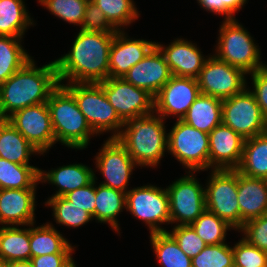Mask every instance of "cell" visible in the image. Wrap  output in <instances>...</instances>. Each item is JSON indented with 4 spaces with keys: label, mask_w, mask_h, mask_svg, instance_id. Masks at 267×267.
<instances>
[{
    "label": "cell",
    "mask_w": 267,
    "mask_h": 267,
    "mask_svg": "<svg viewBox=\"0 0 267 267\" xmlns=\"http://www.w3.org/2000/svg\"><path fill=\"white\" fill-rule=\"evenodd\" d=\"M81 30L93 32L116 33L117 30L108 22L103 11L92 1H88Z\"/></svg>",
    "instance_id": "cell-42"
},
{
    "label": "cell",
    "mask_w": 267,
    "mask_h": 267,
    "mask_svg": "<svg viewBox=\"0 0 267 267\" xmlns=\"http://www.w3.org/2000/svg\"><path fill=\"white\" fill-rule=\"evenodd\" d=\"M22 37L0 35V85L32 57L22 45Z\"/></svg>",
    "instance_id": "cell-32"
},
{
    "label": "cell",
    "mask_w": 267,
    "mask_h": 267,
    "mask_svg": "<svg viewBox=\"0 0 267 267\" xmlns=\"http://www.w3.org/2000/svg\"><path fill=\"white\" fill-rule=\"evenodd\" d=\"M47 105L56 143L77 150L88 148L90 139L97 135L79 110L74 96L59 84L51 92Z\"/></svg>",
    "instance_id": "cell-4"
},
{
    "label": "cell",
    "mask_w": 267,
    "mask_h": 267,
    "mask_svg": "<svg viewBox=\"0 0 267 267\" xmlns=\"http://www.w3.org/2000/svg\"><path fill=\"white\" fill-rule=\"evenodd\" d=\"M199 95L197 79L172 75L154 96V112L164 120L169 117L182 120Z\"/></svg>",
    "instance_id": "cell-16"
},
{
    "label": "cell",
    "mask_w": 267,
    "mask_h": 267,
    "mask_svg": "<svg viewBox=\"0 0 267 267\" xmlns=\"http://www.w3.org/2000/svg\"><path fill=\"white\" fill-rule=\"evenodd\" d=\"M24 0H0V35L24 38L29 26H36Z\"/></svg>",
    "instance_id": "cell-28"
},
{
    "label": "cell",
    "mask_w": 267,
    "mask_h": 267,
    "mask_svg": "<svg viewBox=\"0 0 267 267\" xmlns=\"http://www.w3.org/2000/svg\"><path fill=\"white\" fill-rule=\"evenodd\" d=\"M30 225L31 258L46 254L74 253L76 249L70 241L49 222L40 226Z\"/></svg>",
    "instance_id": "cell-24"
},
{
    "label": "cell",
    "mask_w": 267,
    "mask_h": 267,
    "mask_svg": "<svg viewBox=\"0 0 267 267\" xmlns=\"http://www.w3.org/2000/svg\"><path fill=\"white\" fill-rule=\"evenodd\" d=\"M208 135L209 170H236L242 160L245 139L223 123Z\"/></svg>",
    "instance_id": "cell-17"
},
{
    "label": "cell",
    "mask_w": 267,
    "mask_h": 267,
    "mask_svg": "<svg viewBox=\"0 0 267 267\" xmlns=\"http://www.w3.org/2000/svg\"><path fill=\"white\" fill-rule=\"evenodd\" d=\"M0 267H7V262L0 258Z\"/></svg>",
    "instance_id": "cell-49"
},
{
    "label": "cell",
    "mask_w": 267,
    "mask_h": 267,
    "mask_svg": "<svg viewBox=\"0 0 267 267\" xmlns=\"http://www.w3.org/2000/svg\"><path fill=\"white\" fill-rule=\"evenodd\" d=\"M205 183L206 210L225 220L235 231L240 229L238 171L211 170Z\"/></svg>",
    "instance_id": "cell-9"
},
{
    "label": "cell",
    "mask_w": 267,
    "mask_h": 267,
    "mask_svg": "<svg viewBox=\"0 0 267 267\" xmlns=\"http://www.w3.org/2000/svg\"><path fill=\"white\" fill-rule=\"evenodd\" d=\"M156 46L163 54L174 76L197 79L208 55H204L193 41L176 38L168 46L156 41Z\"/></svg>",
    "instance_id": "cell-18"
},
{
    "label": "cell",
    "mask_w": 267,
    "mask_h": 267,
    "mask_svg": "<svg viewBox=\"0 0 267 267\" xmlns=\"http://www.w3.org/2000/svg\"><path fill=\"white\" fill-rule=\"evenodd\" d=\"M45 206L52 209V215L56 224L79 228L93 220L92 215L83 208L74 205L65 196H56L47 198Z\"/></svg>",
    "instance_id": "cell-34"
},
{
    "label": "cell",
    "mask_w": 267,
    "mask_h": 267,
    "mask_svg": "<svg viewBox=\"0 0 267 267\" xmlns=\"http://www.w3.org/2000/svg\"><path fill=\"white\" fill-rule=\"evenodd\" d=\"M222 123L245 140L267 132V121L248 87L243 92L222 100Z\"/></svg>",
    "instance_id": "cell-11"
},
{
    "label": "cell",
    "mask_w": 267,
    "mask_h": 267,
    "mask_svg": "<svg viewBox=\"0 0 267 267\" xmlns=\"http://www.w3.org/2000/svg\"><path fill=\"white\" fill-rule=\"evenodd\" d=\"M240 228L249 220L267 213V179L252 178L238 172Z\"/></svg>",
    "instance_id": "cell-23"
},
{
    "label": "cell",
    "mask_w": 267,
    "mask_h": 267,
    "mask_svg": "<svg viewBox=\"0 0 267 267\" xmlns=\"http://www.w3.org/2000/svg\"><path fill=\"white\" fill-rule=\"evenodd\" d=\"M0 144V158L19 165H32V155H43L7 120L0 126Z\"/></svg>",
    "instance_id": "cell-27"
},
{
    "label": "cell",
    "mask_w": 267,
    "mask_h": 267,
    "mask_svg": "<svg viewBox=\"0 0 267 267\" xmlns=\"http://www.w3.org/2000/svg\"><path fill=\"white\" fill-rule=\"evenodd\" d=\"M59 85L55 61L41 67L32 58L0 85V117L25 107L46 103Z\"/></svg>",
    "instance_id": "cell-2"
},
{
    "label": "cell",
    "mask_w": 267,
    "mask_h": 267,
    "mask_svg": "<svg viewBox=\"0 0 267 267\" xmlns=\"http://www.w3.org/2000/svg\"><path fill=\"white\" fill-rule=\"evenodd\" d=\"M200 93L220 100L243 92L249 85L247 74L236 67L209 55L197 78Z\"/></svg>",
    "instance_id": "cell-12"
},
{
    "label": "cell",
    "mask_w": 267,
    "mask_h": 267,
    "mask_svg": "<svg viewBox=\"0 0 267 267\" xmlns=\"http://www.w3.org/2000/svg\"><path fill=\"white\" fill-rule=\"evenodd\" d=\"M33 267H69L75 261L73 253L46 254L38 257H32Z\"/></svg>",
    "instance_id": "cell-45"
},
{
    "label": "cell",
    "mask_w": 267,
    "mask_h": 267,
    "mask_svg": "<svg viewBox=\"0 0 267 267\" xmlns=\"http://www.w3.org/2000/svg\"><path fill=\"white\" fill-rule=\"evenodd\" d=\"M6 118L0 117V126L6 121ZM0 155H1V144H0Z\"/></svg>",
    "instance_id": "cell-50"
},
{
    "label": "cell",
    "mask_w": 267,
    "mask_h": 267,
    "mask_svg": "<svg viewBox=\"0 0 267 267\" xmlns=\"http://www.w3.org/2000/svg\"><path fill=\"white\" fill-rule=\"evenodd\" d=\"M248 0H222V4L233 14L242 10Z\"/></svg>",
    "instance_id": "cell-47"
},
{
    "label": "cell",
    "mask_w": 267,
    "mask_h": 267,
    "mask_svg": "<svg viewBox=\"0 0 267 267\" xmlns=\"http://www.w3.org/2000/svg\"><path fill=\"white\" fill-rule=\"evenodd\" d=\"M29 226V227H28ZM0 226V258L6 262L31 260L30 225Z\"/></svg>",
    "instance_id": "cell-29"
},
{
    "label": "cell",
    "mask_w": 267,
    "mask_h": 267,
    "mask_svg": "<svg viewBox=\"0 0 267 267\" xmlns=\"http://www.w3.org/2000/svg\"><path fill=\"white\" fill-rule=\"evenodd\" d=\"M213 54L246 74L263 68L261 49L238 19L221 22Z\"/></svg>",
    "instance_id": "cell-5"
},
{
    "label": "cell",
    "mask_w": 267,
    "mask_h": 267,
    "mask_svg": "<svg viewBox=\"0 0 267 267\" xmlns=\"http://www.w3.org/2000/svg\"><path fill=\"white\" fill-rule=\"evenodd\" d=\"M236 170L248 177L267 179V132L244 141L242 160Z\"/></svg>",
    "instance_id": "cell-30"
},
{
    "label": "cell",
    "mask_w": 267,
    "mask_h": 267,
    "mask_svg": "<svg viewBox=\"0 0 267 267\" xmlns=\"http://www.w3.org/2000/svg\"><path fill=\"white\" fill-rule=\"evenodd\" d=\"M126 211L137 220L143 221L149 234L167 232L162 224H171L169 196L166 188L146 184L130 189L126 193Z\"/></svg>",
    "instance_id": "cell-8"
},
{
    "label": "cell",
    "mask_w": 267,
    "mask_h": 267,
    "mask_svg": "<svg viewBox=\"0 0 267 267\" xmlns=\"http://www.w3.org/2000/svg\"><path fill=\"white\" fill-rule=\"evenodd\" d=\"M69 267H76V263L74 262L72 265H70Z\"/></svg>",
    "instance_id": "cell-51"
},
{
    "label": "cell",
    "mask_w": 267,
    "mask_h": 267,
    "mask_svg": "<svg viewBox=\"0 0 267 267\" xmlns=\"http://www.w3.org/2000/svg\"><path fill=\"white\" fill-rule=\"evenodd\" d=\"M200 8L218 16H224L223 20H235L236 17L222 4V0H196Z\"/></svg>",
    "instance_id": "cell-46"
},
{
    "label": "cell",
    "mask_w": 267,
    "mask_h": 267,
    "mask_svg": "<svg viewBox=\"0 0 267 267\" xmlns=\"http://www.w3.org/2000/svg\"><path fill=\"white\" fill-rule=\"evenodd\" d=\"M96 180L98 179L96 175H94V180L90 184L65 195V197L74 203V205H77L89 212L92 215L93 220L96 200Z\"/></svg>",
    "instance_id": "cell-43"
},
{
    "label": "cell",
    "mask_w": 267,
    "mask_h": 267,
    "mask_svg": "<svg viewBox=\"0 0 267 267\" xmlns=\"http://www.w3.org/2000/svg\"><path fill=\"white\" fill-rule=\"evenodd\" d=\"M103 142L94 156L95 169L104 178L99 184L127 193L131 175L139 166L116 138H107Z\"/></svg>",
    "instance_id": "cell-14"
},
{
    "label": "cell",
    "mask_w": 267,
    "mask_h": 267,
    "mask_svg": "<svg viewBox=\"0 0 267 267\" xmlns=\"http://www.w3.org/2000/svg\"><path fill=\"white\" fill-rule=\"evenodd\" d=\"M166 187L169 196L171 225H190L206 209L205 185L199 182L195 172H187ZM195 174V175H194Z\"/></svg>",
    "instance_id": "cell-10"
},
{
    "label": "cell",
    "mask_w": 267,
    "mask_h": 267,
    "mask_svg": "<svg viewBox=\"0 0 267 267\" xmlns=\"http://www.w3.org/2000/svg\"><path fill=\"white\" fill-rule=\"evenodd\" d=\"M40 168L0 158V189H37Z\"/></svg>",
    "instance_id": "cell-31"
},
{
    "label": "cell",
    "mask_w": 267,
    "mask_h": 267,
    "mask_svg": "<svg viewBox=\"0 0 267 267\" xmlns=\"http://www.w3.org/2000/svg\"><path fill=\"white\" fill-rule=\"evenodd\" d=\"M123 209H126V193L101 184L98 185L96 182L95 221L108 223L111 229L120 236L118 216Z\"/></svg>",
    "instance_id": "cell-25"
},
{
    "label": "cell",
    "mask_w": 267,
    "mask_h": 267,
    "mask_svg": "<svg viewBox=\"0 0 267 267\" xmlns=\"http://www.w3.org/2000/svg\"><path fill=\"white\" fill-rule=\"evenodd\" d=\"M238 232L249 244L267 252V213L245 222Z\"/></svg>",
    "instance_id": "cell-41"
},
{
    "label": "cell",
    "mask_w": 267,
    "mask_h": 267,
    "mask_svg": "<svg viewBox=\"0 0 267 267\" xmlns=\"http://www.w3.org/2000/svg\"><path fill=\"white\" fill-rule=\"evenodd\" d=\"M7 267H33L30 260H19L7 262Z\"/></svg>",
    "instance_id": "cell-48"
},
{
    "label": "cell",
    "mask_w": 267,
    "mask_h": 267,
    "mask_svg": "<svg viewBox=\"0 0 267 267\" xmlns=\"http://www.w3.org/2000/svg\"><path fill=\"white\" fill-rule=\"evenodd\" d=\"M36 193V189H0V225L35 223Z\"/></svg>",
    "instance_id": "cell-21"
},
{
    "label": "cell",
    "mask_w": 267,
    "mask_h": 267,
    "mask_svg": "<svg viewBox=\"0 0 267 267\" xmlns=\"http://www.w3.org/2000/svg\"><path fill=\"white\" fill-rule=\"evenodd\" d=\"M62 85L74 96L79 110L97 136L110 133L108 138H116L119 135L124 122L119 118L98 83Z\"/></svg>",
    "instance_id": "cell-6"
},
{
    "label": "cell",
    "mask_w": 267,
    "mask_h": 267,
    "mask_svg": "<svg viewBox=\"0 0 267 267\" xmlns=\"http://www.w3.org/2000/svg\"><path fill=\"white\" fill-rule=\"evenodd\" d=\"M187 172L208 171L209 135L182 120L168 132V152Z\"/></svg>",
    "instance_id": "cell-7"
},
{
    "label": "cell",
    "mask_w": 267,
    "mask_h": 267,
    "mask_svg": "<svg viewBox=\"0 0 267 267\" xmlns=\"http://www.w3.org/2000/svg\"><path fill=\"white\" fill-rule=\"evenodd\" d=\"M96 171L83 163L52 168L48 171L40 169V183H48L56 186V193L50 197L65 196L78 188L90 184L94 180Z\"/></svg>",
    "instance_id": "cell-22"
},
{
    "label": "cell",
    "mask_w": 267,
    "mask_h": 267,
    "mask_svg": "<svg viewBox=\"0 0 267 267\" xmlns=\"http://www.w3.org/2000/svg\"><path fill=\"white\" fill-rule=\"evenodd\" d=\"M190 226L207 245L226 243L227 232L234 230L225 220L206 209Z\"/></svg>",
    "instance_id": "cell-36"
},
{
    "label": "cell",
    "mask_w": 267,
    "mask_h": 267,
    "mask_svg": "<svg viewBox=\"0 0 267 267\" xmlns=\"http://www.w3.org/2000/svg\"><path fill=\"white\" fill-rule=\"evenodd\" d=\"M7 121L43 155L56 144L47 102L17 110Z\"/></svg>",
    "instance_id": "cell-15"
},
{
    "label": "cell",
    "mask_w": 267,
    "mask_h": 267,
    "mask_svg": "<svg viewBox=\"0 0 267 267\" xmlns=\"http://www.w3.org/2000/svg\"><path fill=\"white\" fill-rule=\"evenodd\" d=\"M125 30L114 35L109 56V77L122 78L156 45L155 41L130 38Z\"/></svg>",
    "instance_id": "cell-20"
},
{
    "label": "cell",
    "mask_w": 267,
    "mask_h": 267,
    "mask_svg": "<svg viewBox=\"0 0 267 267\" xmlns=\"http://www.w3.org/2000/svg\"><path fill=\"white\" fill-rule=\"evenodd\" d=\"M192 267H234L232 246L226 243L206 245L192 258Z\"/></svg>",
    "instance_id": "cell-38"
},
{
    "label": "cell",
    "mask_w": 267,
    "mask_h": 267,
    "mask_svg": "<svg viewBox=\"0 0 267 267\" xmlns=\"http://www.w3.org/2000/svg\"><path fill=\"white\" fill-rule=\"evenodd\" d=\"M167 232L175 239L180 249L190 258L195 257L207 245L190 225L173 226V229H167Z\"/></svg>",
    "instance_id": "cell-40"
},
{
    "label": "cell",
    "mask_w": 267,
    "mask_h": 267,
    "mask_svg": "<svg viewBox=\"0 0 267 267\" xmlns=\"http://www.w3.org/2000/svg\"><path fill=\"white\" fill-rule=\"evenodd\" d=\"M119 118L129 121L154 112V96L123 78L109 77L98 83Z\"/></svg>",
    "instance_id": "cell-13"
},
{
    "label": "cell",
    "mask_w": 267,
    "mask_h": 267,
    "mask_svg": "<svg viewBox=\"0 0 267 267\" xmlns=\"http://www.w3.org/2000/svg\"><path fill=\"white\" fill-rule=\"evenodd\" d=\"M182 121L209 134L222 123V100L200 93Z\"/></svg>",
    "instance_id": "cell-26"
},
{
    "label": "cell",
    "mask_w": 267,
    "mask_h": 267,
    "mask_svg": "<svg viewBox=\"0 0 267 267\" xmlns=\"http://www.w3.org/2000/svg\"><path fill=\"white\" fill-rule=\"evenodd\" d=\"M106 16L108 22L117 30L128 28L140 17L134 0H92ZM127 27V28H126Z\"/></svg>",
    "instance_id": "cell-35"
},
{
    "label": "cell",
    "mask_w": 267,
    "mask_h": 267,
    "mask_svg": "<svg viewBox=\"0 0 267 267\" xmlns=\"http://www.w3.org/2000/svg\"><path fill=\"white\" fill-rule=\"evenodd\" d=\"M249 75L252 81V86L250 87L252 88H248L255 95L262 115L267 121V64L263 68H260Z\"/></svg>",
    "instance_id": "cell-44"
},
{
    "label": "cell",
    "mask_w": 267,
    "mask_h": 267,
    "mask_svg": "<svg viewBox=\"0 0 267 267\" xmlns=\"http://www.w3.org/2000/svg\"><path fill=\"white\" fill-rule=\"evenodd\" d=\"M115 33L79 29L67 54L55 59L59 84L99 83L109 78L110 48Z\"/></svg>",
    "instance_id": "cell-1"
},
{
    "label": "cell",
    "mask_w": 267,
    "mask_h": 267,
    "mask_svg": "<svg viewBox=\"0 0 267 267\" xmlns=\"http://www.w3.org/2000/svg\"><path fill=\"white\" fill-rule=\"evenodd\" d=\"M234 267H267V252L241 238L232 246Z\"/></svg>",
    "instance_id": "cell-39"
},
{
    "label": "cell",
    "mask_w": 267,
    "mask_h": 267,
    "mask_svg": "<svg viewBox=\"0 0 267 267\" xmlns=\"http://www.w3.org/2000/svg\"><path fill=\"white\" fill-rule=\"evenodd\" d=\"M50 14L66 23L80 26L89 0H37Z\"/></svg>",
    "instance_id": "cell-37"
},
{
    "label": "cell",
    "mask_w": 267,
    "mask_h": 267,
    "mask_svg": "<svg viewBox=\"0 0 267 267\" xmlns=\"http://www.w3.org/2000/svg\"><path fill=\"white\" fill-rule=\"evenodd\" d=\"M166 121L153 112L124 122L116 137L141 167L156 168L165 152H168V133Z\"/></svg>",
    "instance_id": "cell-3"
},
{
    "label": "cell",
    "mask_w": 267,
    "mask_h": 267,
    "mask_svg": "<svg viewBox=\"0 0 267 267\" xmlns=\"http://www.w3.org/2000/svg\"><path fill=\"white\" fill-rule=\"evenodd\" d=\"M172 73L163 54L155 45L148 54L122 77L130 84L155 96L170 80Z\"/></svg>",
    "instance_id": "cell-19"
},
{
    "label": "cell",
    "mask_w": 267,
    "mask_h": 267,
    "mask_svg": "<svg viewBox=\"0 0 267 267\" xmlns=\"http://www.w3.org/2000/svg\"><path fill=\"white\" fill-rule=\"evenodd\" d=\"M149 241L161 267H192V258L180 249L168 232L151 233Z\"/></svg>",
    "instance_id": "cell-33"
}]
</instances>
